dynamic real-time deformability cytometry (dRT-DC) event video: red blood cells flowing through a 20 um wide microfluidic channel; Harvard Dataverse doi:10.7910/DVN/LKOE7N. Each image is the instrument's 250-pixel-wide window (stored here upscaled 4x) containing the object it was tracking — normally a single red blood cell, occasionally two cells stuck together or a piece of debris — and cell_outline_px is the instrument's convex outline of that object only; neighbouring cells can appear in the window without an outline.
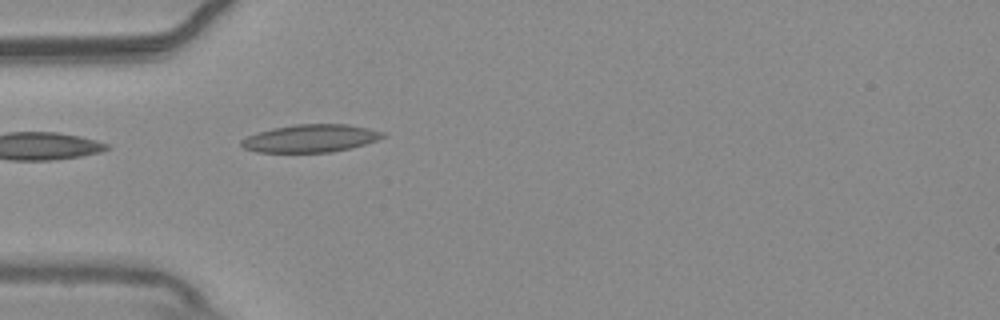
{"species": "common noctule bat (a hibernating species)", "species_latin": "Nyctalus noctula", "temperature_condition": "warm", "stored_images_in_passage": 17, "camera_frame_rate_fps": 3000, "um_per_image_px": 0.085, "animal": {"sex": "male", "body_mass_g": 20.4}, "frame": {"image": 1, "passage_image": 1, "time_ms": 0.0, "image_size_px": [1000, 320], "cell_outline_px": [[384, 136], [376, 140], [364, 144], [332, 152], [256, 152], [244, 148], [240, 144], [240, 140], [248, 136], [272, 128], [296, 124], [348, 124], [368, 128], [384, 132]], "centroid_in_image_um": [26.37, 11.76], "position_along_channel_um": 58.6, "area_um2": 22.66}}
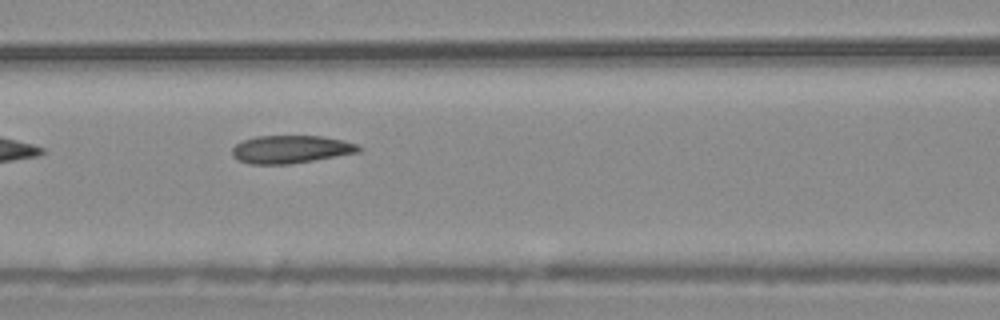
{"frame": {"image": 2, "passage_image": 8, "time_ms": 2.333, "image_size_px": [1000, 320], "cell_outline_px": [[364, 148], [360, 152], [292, 164], [248, 164], [232, 156], [232, 148], [236, 144], [244, 140], [256, 136], [324, 136], [344, 140], [356, 144]], "centroid_in_image_um": [24.75, 12.69], "position_along_channel_um": 141.8, "area_um2": 20.69}}
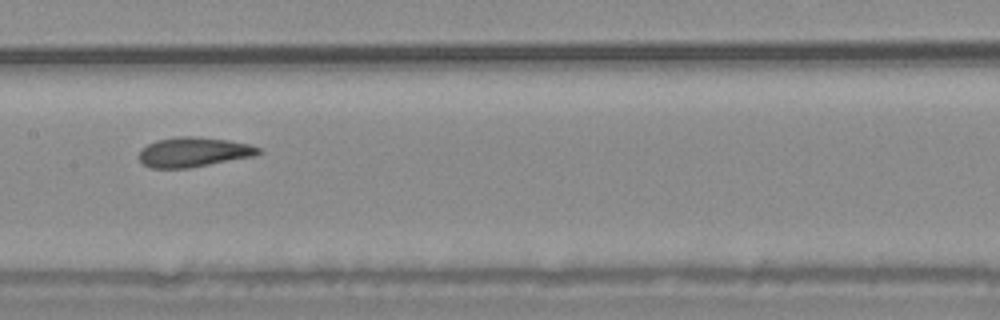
{"frame": {"image": 3, "passage_image": 12, "time_ms": 3.667, "image_size_px": [1000, 320], "cell_outline_px": [[260, 152], [256, 156], [188, 168], [152, 168], [144, 164], [140, 160], [140, 148], [156, 140], [176, 136], [196, 136], [228, 140], [252, 144], [260, 148]], "centroid_in_image_um": [16.47, 12.91], "position_along_channel_um": 190.9, "area_um2": 20.81}}